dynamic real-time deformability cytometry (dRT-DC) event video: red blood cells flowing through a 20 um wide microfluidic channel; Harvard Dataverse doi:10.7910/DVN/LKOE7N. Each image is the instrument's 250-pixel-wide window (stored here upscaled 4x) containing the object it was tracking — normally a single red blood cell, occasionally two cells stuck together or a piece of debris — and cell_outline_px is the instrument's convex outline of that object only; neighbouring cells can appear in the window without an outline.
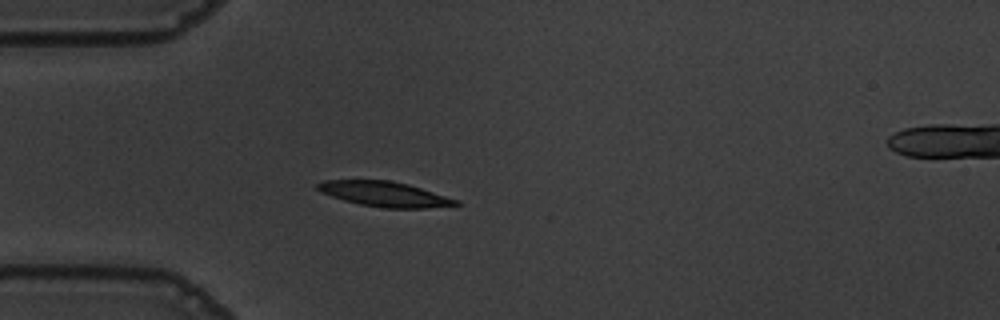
{"species": "common noctule bat (a hibernating species)", "species_latin": "Nyctalus noctula", "temperature_condition": "warm", "stored_images_in_passage": 41, "camera_frame_rate_fps": 3000, "um_per_image_px": 0.085, "animal": {"sex": "male", "body_mass_g": 19.5, "forearm_length_mm": 54.6}, "frame": {"image": 1, "passage_image": 1, "time_ms": 0.0, "image_size_px": [1000, 320], "cell_outline_px": [[460, 204], [424, 208], [384, 208], [360, 204], [344, 200], [320, 192], [316, 188], [316, 184], [324, 180], [388, 180], [408, 184], [460, 200]], "centroid_in_image_um": [32.67, 16.49], "position_along_channel_um": 52.3, "area_um2": 20.06}}
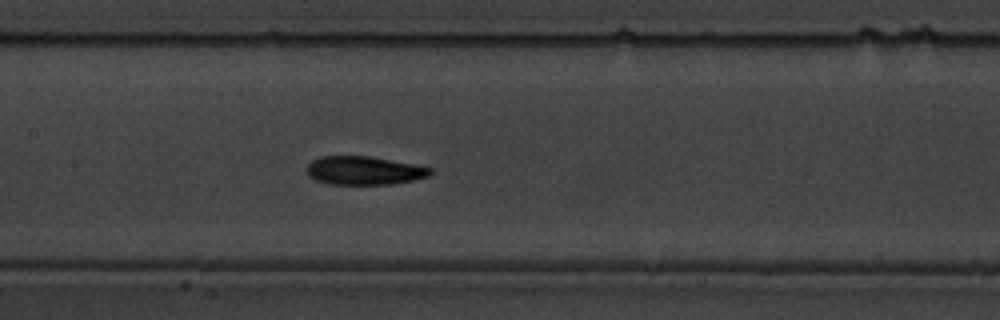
{"frame": {"image": 2, "passage_image": 12, "time_ms": 3.667, "image_size_px": [1000, 320], "cell_outline_px": [[432, 172], [428, 176], [412, 180], [392, 184], [328, 184], [316, 180], [308, 176], [308, 164], [312, 160], [320, 156], [368, 156], [412, 164], [432, 168]], "centroid_in_image_um": [30.91, 14.5], "position_along_channel_um": 176.5, "area_um2": 20.29}}
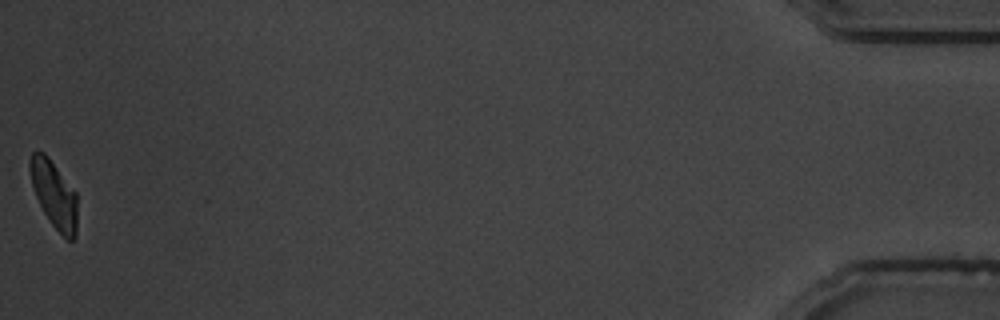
{"frame": {"image": 3, "passage_image": 41, "time_ms": 13.333, "image_size_px": [1000, 320], "cell_outline_px": [[76, 236], [72, 240], [68, 240], [52, 224], [44, 212], [36, 196], [32, 184], [28, 168], [28, 160], [32, 152], [44, 152], [48, 156], [76, 192]], "centroid_in_image_um": [4.57, 16.48], "position_along_channel_um": 430.6, "area_um2": 18.26}, "authors_computed_cell_mechanics": {"area_um2": 20.4612, "velocity_mm_per_s": 3.6275, "shape_relaxation_time_tau1_ms": 3.482, "shape_relaxation_time_tau2_ms": 6.1033, "deformation_change_tau1": 0.1543, "deformation_change_tau2": 0.0808}}